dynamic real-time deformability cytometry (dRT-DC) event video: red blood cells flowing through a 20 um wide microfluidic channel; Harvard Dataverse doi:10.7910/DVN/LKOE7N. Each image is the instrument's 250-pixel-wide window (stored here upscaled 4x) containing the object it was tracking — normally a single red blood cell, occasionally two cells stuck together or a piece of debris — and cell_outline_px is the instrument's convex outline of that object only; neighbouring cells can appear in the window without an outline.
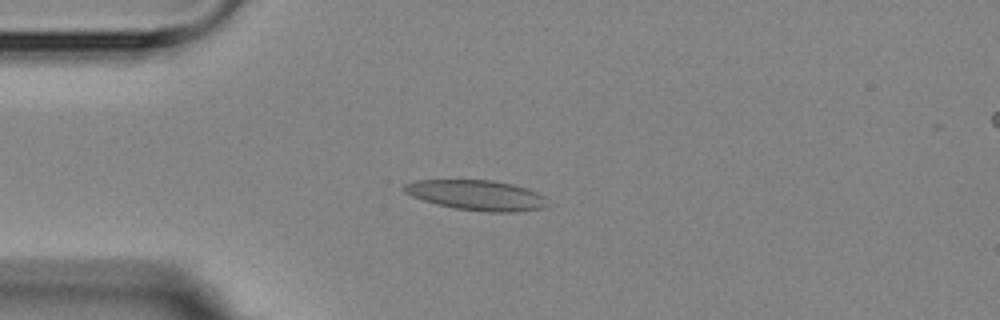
{"species": "Egyptian fruit bat (a non-hibernating species)", "species_latin": "Rousettus aegyptiacus", "temperature_condition": "room temperature", "stored_images_in_passage": 5, "camera_frame_rate_fps": 3000, "um_per_image_px": 0.085, "animal": {"sex": "female"}, "frame": {"image": 1, "passage_image": 4, "time_ms": 3.667, "image_size_px": [1000, 320], "cell_outline_px": [[544, 208], [512, 212], [488, 212], [452, 208], [436, 204], [412, 196], [404, 192], [404, 184], [416, 180], [492, 180], [512, 184], [536, 192], [544, 196]], "centroid_in_image_um": [40.47, 16.59], "position_along_channel_um": 44.5, "area_um2": 24.91}}